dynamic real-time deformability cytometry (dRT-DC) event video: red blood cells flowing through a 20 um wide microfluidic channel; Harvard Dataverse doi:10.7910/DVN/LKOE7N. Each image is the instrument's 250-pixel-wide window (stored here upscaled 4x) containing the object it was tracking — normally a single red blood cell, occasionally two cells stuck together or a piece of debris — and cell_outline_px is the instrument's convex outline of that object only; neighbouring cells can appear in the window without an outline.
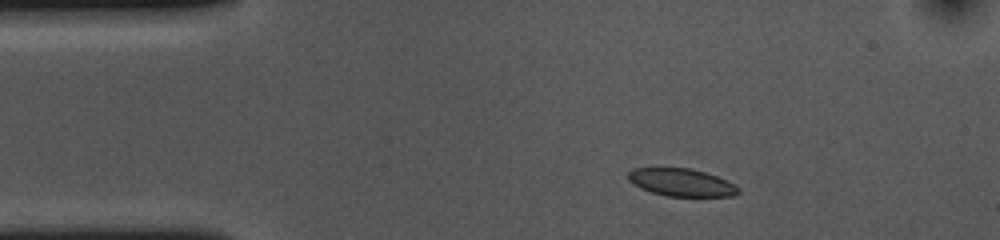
{"species": "common noctule bat (a hibernating species)", "species_latin": "Nyctalus noctula", "temperature_condition": "cold", "stored_images_in_passage": 46, "camera_frame_rate_fps": 3000, "um_per_image_px": 0.085, "animal": {"sex": "female", "body_mass_g": 10.0, "forearm_length_mm": 53.1}, "frame": {"image": 1, "passage_image": 1, "time_ms": 0.0, "image_size_px": [1000, 240], "cell_outline_px": [[740, 192], [732, 196], [668, 196], [652, 192], [640, 188], [628, 180], [628, 172], [632, 168], [688, 168], [704, 172], [716, 176], [740, 188]], "centroid_in_image_um": [57.89, 15.5], "position_along_channel_um": 27.1, "area_um2": 17.51}}
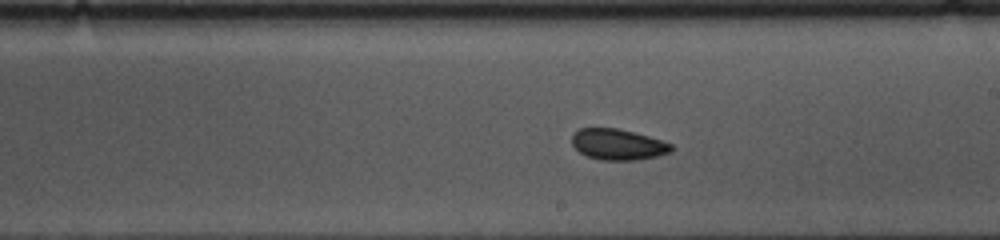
{"frame": {"image": 2, "passage_image": 22, "time_ms": 7.0, "image_size_px": [1000, 240], "cell_outline_px": [[672, 152], [656, 156], [636, 160], [600, 160], [588, 156], [580, 152], [572, 144], [572, 136], [580, 128], [616, 128], [648, 136], [672, 144]], "centroid_in_image_um": [52.52, 12.28], "position_along_channel_um": 236.5, "area_um2": 17.69}}
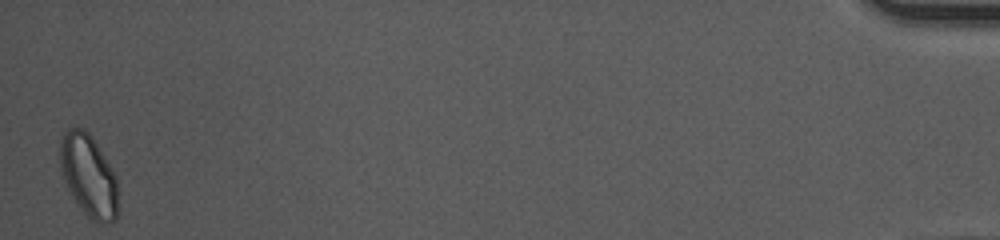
{"frame": {"image": 3, "passage_image": 46, "time_ms": 15.0, "image_size_px": [1000, 240], "cell_outline_px": [[116, 220], [112, 224], [96, 224], [80, 208], [72, 196], [64, 180], [60, 168], [60, 140], [64, 132], [68, 128], [84, 128], [92, 136], [116, 176]], "centroid_in_image_um": [7.52, 14.94], "position_along_channel_um": 427.7, "area_um2": 27.69}, "authors_computed_cell_mechanics": {"area_um2": 18.7272, "velocity_mm_per_s": 3.6215, "shape_relaxation_time_tau1_ms": 3.9958, "shape_relaxation_time_tau2_ms": 3.4537, "deformation_change_tau1": 0.0681, "deformation_change_tau2": 0.0807}}